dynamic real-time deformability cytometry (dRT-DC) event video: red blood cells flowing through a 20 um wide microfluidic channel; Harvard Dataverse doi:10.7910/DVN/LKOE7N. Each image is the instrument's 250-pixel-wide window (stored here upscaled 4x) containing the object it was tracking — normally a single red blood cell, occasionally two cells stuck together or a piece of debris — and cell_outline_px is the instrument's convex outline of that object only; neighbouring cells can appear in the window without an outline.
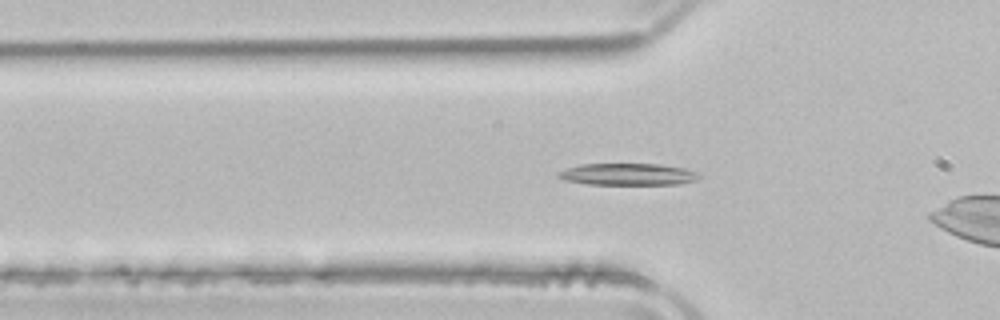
{"species": "common noctule bat (a hibernating species)", "species_latin": "Nyctalus noctula", "temperature_condition": "room temperature", "stored_images_in_passage": 20, "camera_frame_rate_fps": 3000, "um_per_image_px": 0.085, "animal": {"sex": "male", "body_mass_g": 21.5, "forearm_length_mm": 52.0}, "frame": {"image": 1, "passage_image": 17, "time_ms": 5.333, "image_size_px": [1000, 320], "cell_outline_px": [[704, 176], [700, 180], [680, 184], [588, 184], [564, 180], [556, 176], [560, 172], [568, 168], [580, 164], [660, 164], [684, 168], [696, 172]], "centroid_in_image_um": [53.45, 14.82], "position_along_channel_um": 72.3, "area_um2": 17.98}}